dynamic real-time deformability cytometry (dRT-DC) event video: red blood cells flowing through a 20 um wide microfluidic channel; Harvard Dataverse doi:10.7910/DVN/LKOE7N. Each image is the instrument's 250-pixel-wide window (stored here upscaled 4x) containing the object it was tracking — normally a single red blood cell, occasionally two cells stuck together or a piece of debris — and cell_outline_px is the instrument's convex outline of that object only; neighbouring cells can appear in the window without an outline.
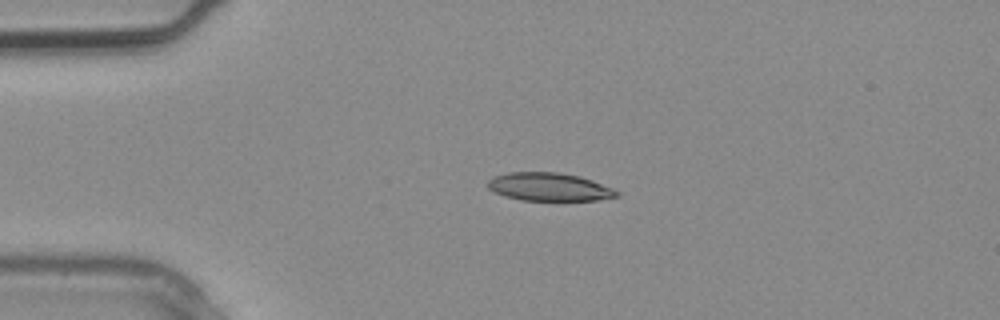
{"species": "common noctule bat (a hibernating species)", "species_latin": "Nyctalus noctula", "temperature_condition": "warm", "stored_images_in_passage": 1, "camera_frame_rate_fps": 3000, "um_per_image_px": 0.085, "animal": {"sex": "male", "body_mass_g": 20.4}, "frame": {"image": 1, "passage_image": 1, "time_ms": 0.0, "image_size_px": [1000, 320], "cell_outline_px": [[620, 196], [596, 200], [520, 200], [504, 196], [488, 188], [488, 180], [496, 176], [508, 172], [560, 172], [580, 176], [592, 180], [612, 188], [620, 192]], "centroid_in_image_um": [46.7, 15.88], "position_along_channel_um": 38.3, "area_um2": 21.1}}